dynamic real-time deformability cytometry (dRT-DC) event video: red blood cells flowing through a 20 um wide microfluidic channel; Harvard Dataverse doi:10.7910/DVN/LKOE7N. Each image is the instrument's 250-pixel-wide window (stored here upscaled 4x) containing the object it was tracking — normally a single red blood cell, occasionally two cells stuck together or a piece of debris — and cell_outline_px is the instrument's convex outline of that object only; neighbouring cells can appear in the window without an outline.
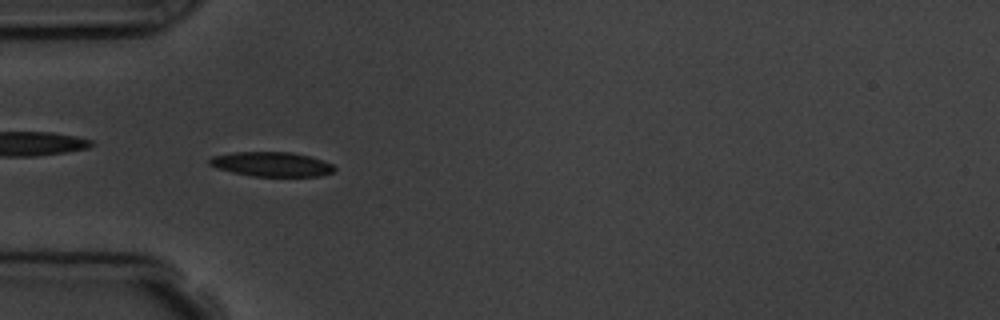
{"species": "common noctule bat (a hibernating species)", "species_latin": "Nyctalus noctula", "temperature_condition": "room temperature", "stored_images_in_passage": 5, "camera_frame_rate_fps": 3000, "um_per_image_px": 0.085, "animal": {"sex": "male", "body_mass_g": 19.5, "forearm_length_mm": 54.6}, "frame": {"image": 1, "passage_image": 4, "time_ms": 4.333, "image_size_px": [1000, 320], "cell_outline_px": [[336, 168], [332, 172], [320, 176], [252, 176], [232, 172], [216, 168], [208, 164], [208, 160], [212, 156], [232, 152], [292, 152], [324, 160], [332, 164]], "centroid_in_image_um": [23.06, 13.95], "position_along_channel_um": 61.9, "area_um2": 17.92}}